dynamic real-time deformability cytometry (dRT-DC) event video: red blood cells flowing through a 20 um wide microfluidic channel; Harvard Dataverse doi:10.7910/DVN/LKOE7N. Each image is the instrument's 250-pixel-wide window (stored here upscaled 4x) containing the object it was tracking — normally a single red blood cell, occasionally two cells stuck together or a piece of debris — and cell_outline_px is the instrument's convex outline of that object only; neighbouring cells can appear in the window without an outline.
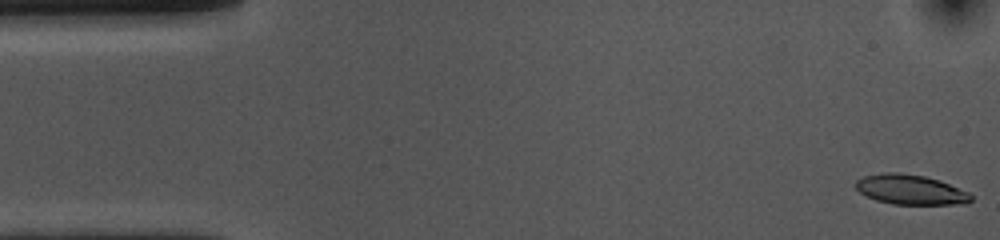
{"species": "common noctule bat (a hibernating species)", "species_latin": "Nyctalus noctula", "temperature_condition": "cold", "stored_images_in_passage": 54, "camera_frame_rate_fps": 3000, "um_per_image_px": 0.085, "animal": {"sex": "female", "body_mass_g": 10.0, "forearm_length_mm": 53.1}, "frame": {"image": 1, "passage_image": 1, "time_ms": 0.0, "image_size_px": [1000, 240], "cell_outline_px": [[972, 200], [968, 204], [892, 204], [876, 200], [860, 192], [852, 184], [856, 180], [864, 176], [884, 172], [900, 172], [924, 176], [940, 180], [968, 192], [972, 196]], "centroid_in_image_um": [77.38, 16.11], "position_along_channel_um": 7.6, "area_um2": 20.17}}
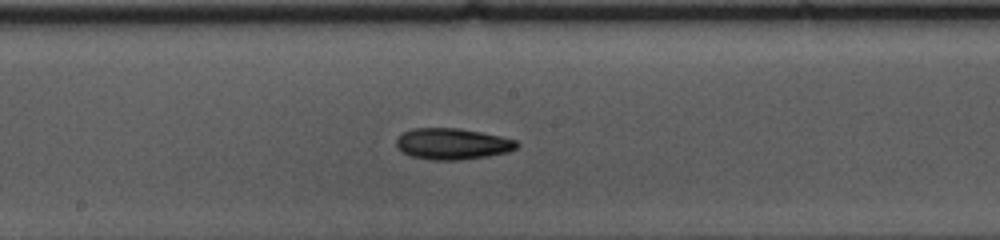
{"frame": {"image": 2, "passage_image": 27, "time_ms": 8.667, "image_size_px": [1000, 240], "cell_outline_px": [[520, 144], [516, 148], [508, 152], [488, 156], [460, 160], [432, 160], [412, 156], [396, 148], [396, 140], [404, 132], [412, 128], [460, 128], [500, 136], [516, 140]], "centroid_in_image_um": [38.46, 12.23], "position_along_channel_um": 209.7, "area_um2": 21.91}}
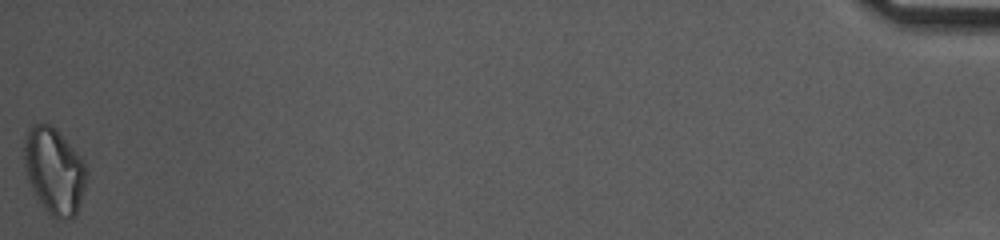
{"frame": {"image": 3, "passage_image": 54, "time_ms": 17.667, "image_size_px": [1000, 240], "cell_outline_px": [[88, 176], [76, 216], [60, 220], [52, 216], [44, 208], [36, 196], [28, 180], [24, 160], [24, 136], [28, 128], [32, 124], [52, 124], [56, 128], [84, 160], [88, 172]], "centroid_in_image_um": [4.62, 14.5], "position_along_channel_um": 430.6, "area_um2": 31.56}, "authors_computed_cell_mechanics": {"area_um2": 21.3282, "velocity_mm_per_s": 3.6153, "shape_relaxation_time_tau1_ms": 6.052, "shape_relaxation_time_tau2_ms": 7.4824, "deformation_change_tau1": 0.1289, "deformation_change_tau2": 0.157}}